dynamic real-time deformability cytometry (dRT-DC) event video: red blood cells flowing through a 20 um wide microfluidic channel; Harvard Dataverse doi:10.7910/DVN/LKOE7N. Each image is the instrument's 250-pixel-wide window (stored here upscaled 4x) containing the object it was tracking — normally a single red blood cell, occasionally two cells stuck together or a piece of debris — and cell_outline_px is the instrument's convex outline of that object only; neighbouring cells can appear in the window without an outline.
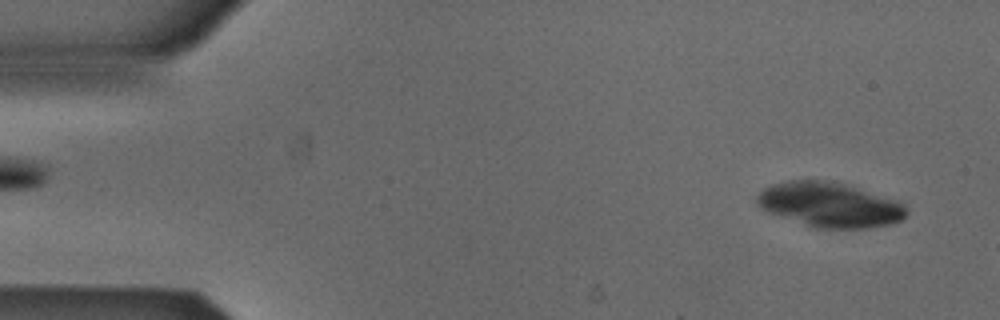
{"species": "Egyptian fruit bat (a non-hibernating species)", "species_latin": "Rousettus aegyptiacus", "temperature_condition": "cold", "stored_images_in_passage": 13, "camera_frame_rate_fps": 3000, "um_per_image_px": 0.085, "animal": {"sex": "male"}, "frame": {"image": 1, "passage_image": 3, "time_ms": 0.667, "image_size_px": [1000, 320], "cell_outline_px": [[908, 212], [900, 220], [888, 224], [868, 228], [816, 228], [768, 212], [760, 208], [756, 204], [756, 192], [772, 184], [788, 180], [824, 180], [844, 184], [900, 200], [904, 204]], "centroid_in_image_um": [70.5, 17.39], "position_along_channel_um": 14.5, "area_um2": 39.02}}